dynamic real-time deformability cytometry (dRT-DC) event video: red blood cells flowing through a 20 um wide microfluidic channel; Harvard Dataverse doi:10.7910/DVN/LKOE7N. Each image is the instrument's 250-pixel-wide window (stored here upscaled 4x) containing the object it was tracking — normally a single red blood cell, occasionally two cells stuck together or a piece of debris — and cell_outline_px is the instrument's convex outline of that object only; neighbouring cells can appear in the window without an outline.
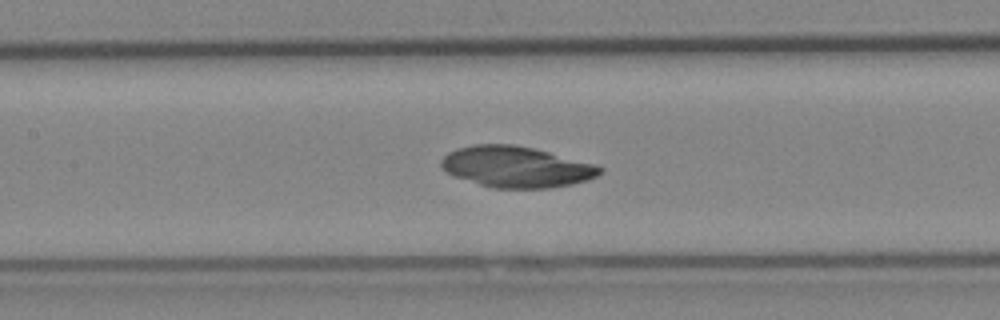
{"species": "Egyptian fruit bat (a non-hibernating species)", "species_latin": "Rousettus aegyptiacus", "temperature_condition": "cold", "stored_images_in_passage": 50, "camera_frame_rate_fps": 3000, "um_per_image_px": 0.085, "animal": {"sex": "female"}, "frame": {"image": 1, "passage_image": 24, "time_ms": 7.667, "image_size_px": [1000, 320], "cell_outline_px": [[604, 172], [588, 180], [572, 184], [548, 188], [496, 188], [480, 184], [456, 176], [448, 172], [440, 164], [440, 160], [448, 152], [456, 148], [472, 144], [512, 144], [532, 148], [596, 164], [604, 168]], "centroid_in_image_um": [43.91, 14.17], "position_along_channel_um": 163.5, "area_um2": 37.74}}
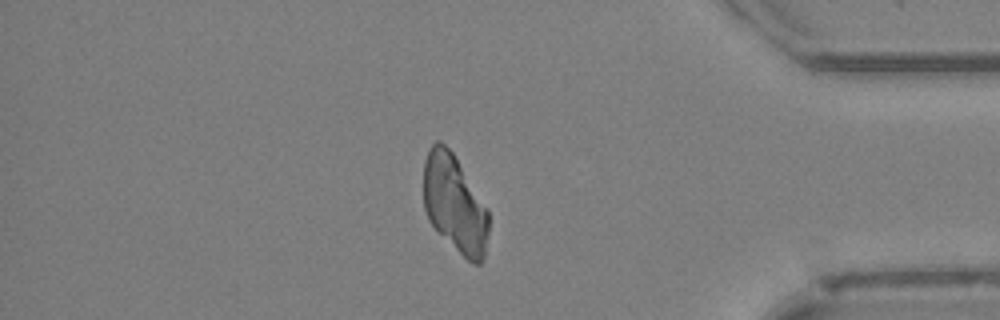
{"frame": {"image": 2, "passage_image": 43, "time_ms": 14.0, "image_size_px": [1000, 320], "cell_outline_px": [[488, 232], [484, 256], [480, 264], [472, 264], [428, 220], [424, 208], [424, 160], [428, 148], [436, 140], [440, 140], [452, 152], [488, 208]], "centroid_in_image_um": [38.64, 17.28], "position_along_channel_um": 396.6, "area_um2": 36.65}}
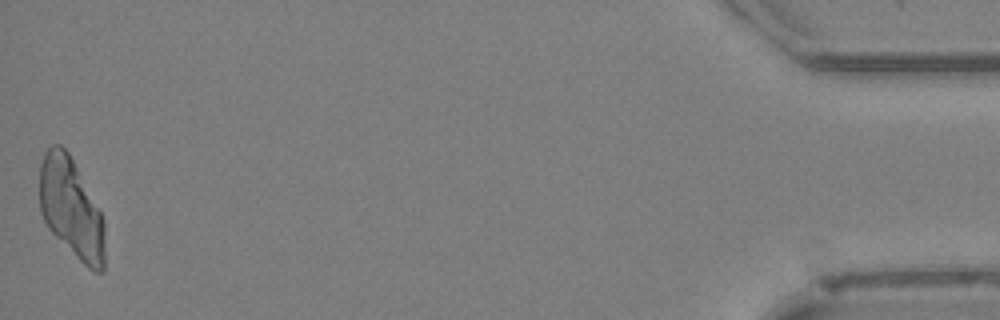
{"frame": {"image": 3, "passage_image": 50, "time_ms": 16.333, "image_size_px": [1000, 320], "cell_outline_px": [[104, 272], [96, 272], [88, 268], [48, 228], [40, 212], [40, 164], [44, 152], [52, 144], [60, 144], [68, 152], [100, 212], [104, 224]], "centroid_in_image_um": [6.03, 17.7], "position_along_channel_um": 429.2, "area_um2": 37.34}}